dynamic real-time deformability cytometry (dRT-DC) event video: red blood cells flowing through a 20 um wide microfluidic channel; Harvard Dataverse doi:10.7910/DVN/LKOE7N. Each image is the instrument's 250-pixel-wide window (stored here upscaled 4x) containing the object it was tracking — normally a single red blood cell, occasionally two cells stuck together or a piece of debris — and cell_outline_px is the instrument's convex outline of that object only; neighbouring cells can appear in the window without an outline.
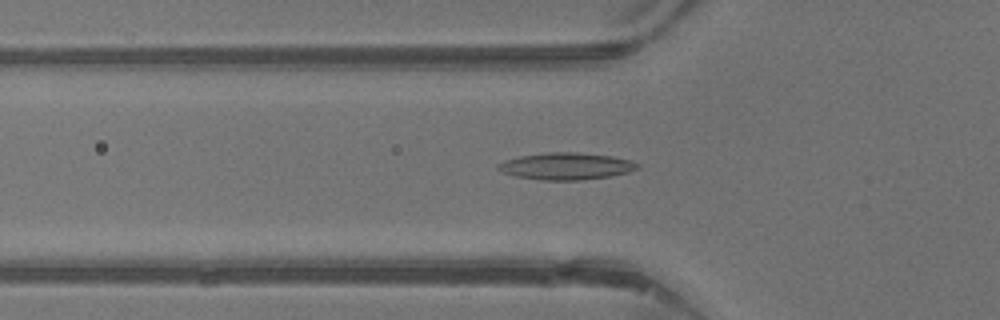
{"species": "common noctule bat (a hibernating species)", "species_latin": "Nyctalus noctula", "temperature_condition": "warm", "stored_images_in_passage": 30, "camera_frame_rate_fps": 3000, "um_per_image_px": 0.085, "animal": {"sex": "male", "body_mass_g": 13.3}, "frame": {"image": 1, "passage_image": 2, "time_ms": 0.333, "image_size_px": [1000, 320], "cell_outline_px": [[640, 168], [628, 172], [612, 176], [580, 180], [540, 180], [516, 176], [504, 172], [496, 168], [496, 164], [504, 160], [520, 156], [548, 152], [576, 152], [612, 156], [628, 160], [640, 164]], "centroid_in_image_um": [48.12, 14.12], "position_along_channel_um": 77.7, "area_um2": 21.91}}
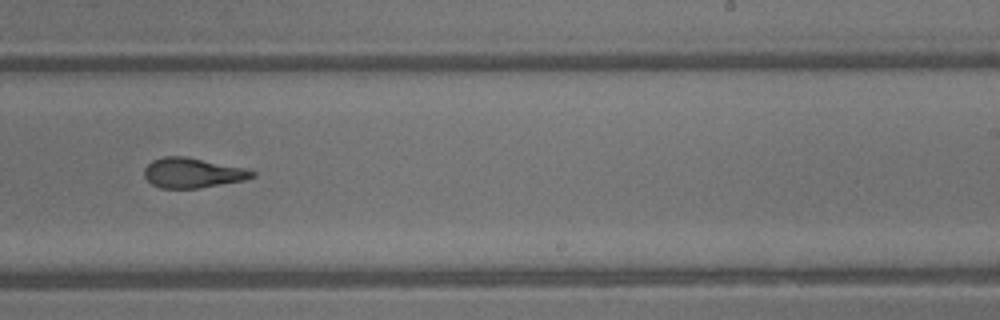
{"frame": {"image": 2, "passage_image": 14, "time_ms": 4.333, "image_size_px": [1000, 320], "cell_outline_px": [[256, 176], [244, 180], [200, 188], [160, 188], [152, 184], [144, 176], [144, 168], [152, 160], [164, 156], [184, 156], [244, 168], [256, 172]], "centroid_in_image_um": [16.35, 14.69], "position_along_channel_um": 272.6, "area_um2": 18.73}}
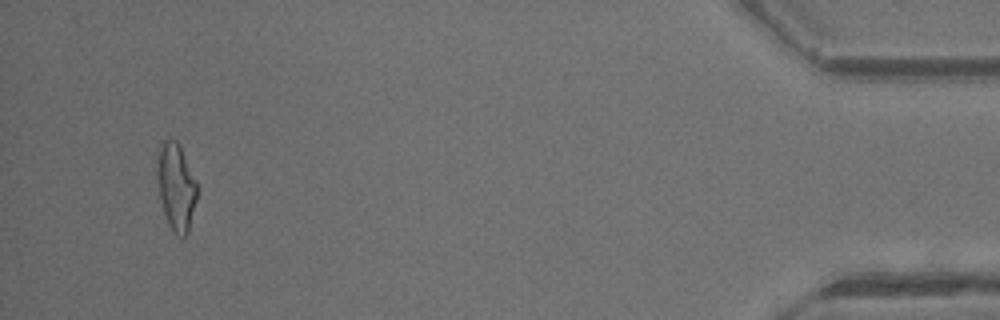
{"frame": {"image": 3, "passage_image": 28, "time_ms": 9.0, "image_size_px": [1000, 320], "cell_outline_px": [[196, 200], [188, 232], [184, 236], [176, 236], [172, 232], [168, 224], [164, 212], [160, 196], [156, 176], [156, 148], [160, 140], [176, 140], [180, 144], [196, 180]], "centroid_in_image_um": [14.93, 15.8], "position_along_channel_um": 420.3, "area_um2": 20.63}, "authors_computed_cell_mechanics": {"area_um2": 19.5075, "velocity_mm_per_s": 4.8592, "shape_relaxation_time_tau1_ms": null, "shape_relaxation_time_tau2_ms": 2.6464, "deformation_change_tau1": null, "deformation_change_tau2": 0.1302}}